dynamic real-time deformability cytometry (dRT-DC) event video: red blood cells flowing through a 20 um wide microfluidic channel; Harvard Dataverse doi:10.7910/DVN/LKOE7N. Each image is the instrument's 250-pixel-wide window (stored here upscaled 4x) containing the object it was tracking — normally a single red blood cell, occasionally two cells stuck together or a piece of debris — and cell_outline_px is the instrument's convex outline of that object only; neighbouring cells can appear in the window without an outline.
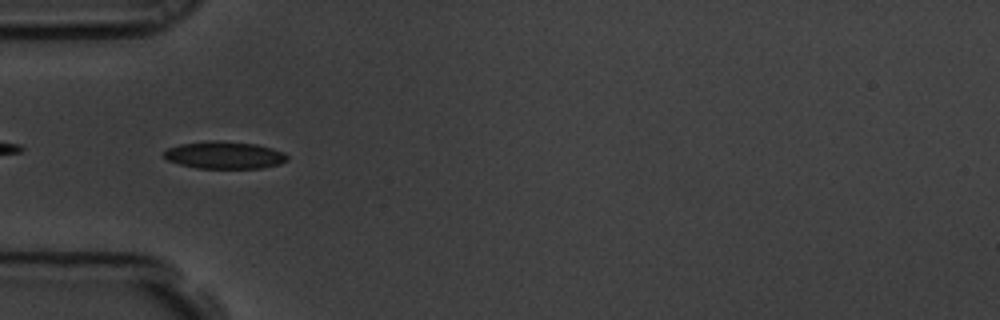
{"species": "common noctule bat (a hibernating species)", "species_latin": "Nyctalus noctula", "temperature_condition": "room temperature", "stored_images_in_passage": 42, "camera_frame_rate_fps": 3000, "um_per_image_px": 0.085, "animal": {"sex": "male", "body_mass_g": 19.5, "forearm_length_mm": 54.6}, "frame": {"image": 1, "passage_image": 3, "time_ms": 0.667, "image_size_px": [1000, 320], "cell_outline_px": [[288, 160], [280, 164], [260, 168], [196, 168], [180, 164], [168, 160], [164, 156], [164, 152], [168, 148], [180, 144], [208, 140], [220, 140], [256, 144], [272, 148], [284, 152], [288, 156]], "centroid_in_image_um": [19.1, 13.17], "position_along_channel_um": 65.9, "area_um2": 19.71}}
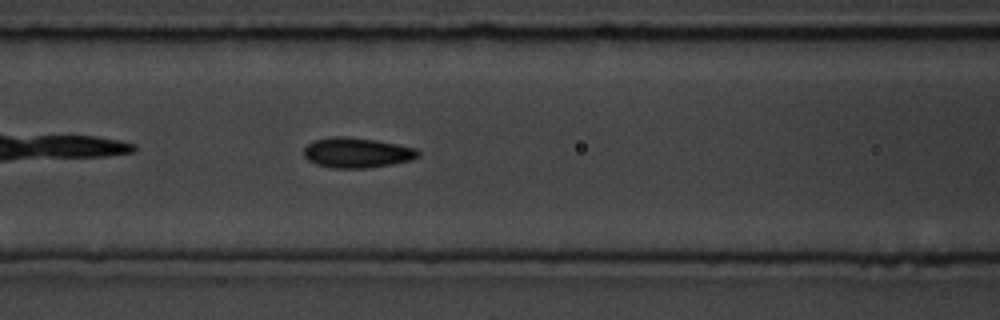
{"frame": {"image": 2, "passage_image": 9, "time_ms": 2.667, "image_size_px": [1000, 320], "cell_outline_px": [[420, 156], [412, 160], [392, 164], [364, 168], [332, 168], [316, 164], [308, 160], [304, 156], [304, 148], [312, 140], [332, 136], [344, 136], [376, 140], [416, 148], [420, 152]], "centroid_in_image_um": [30.33, 12.97], "position_along_channel_um": 136.3, "area_um2": 20.17}}
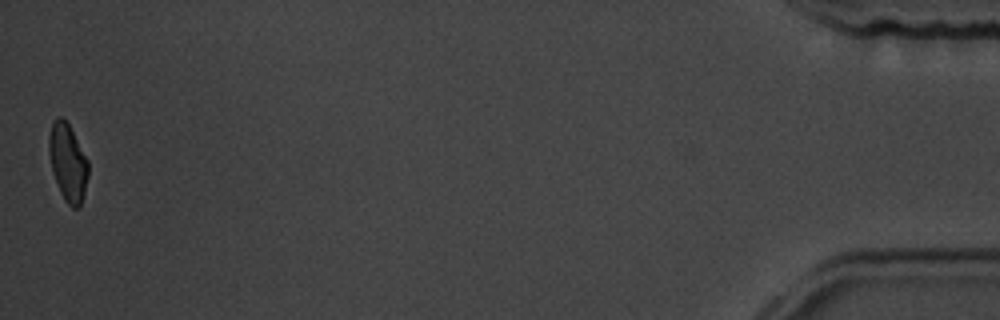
{"frame": {"image": 3, "passage_image": 42, "time_ms": 13.667, "image_size_px": [1000, 320], "cell_outline_px": [[88, 176], [80, 208], [72, 208], [64, 200], [60, 192], [52, 172], [48, 152], [48, 136], [52, 120], [56, 116], [60, 116], [68, 124], [88, 160]], "centroid_in_image_um": [5.74, 13.8], "position_along_channel_um": 429.5, "area_um2": 17.86}, "authors_computed_cell_mechanics": {"area_um2": 19.4208, "velocity_mm_per_s": 3.5371, "shape_relaxation_time_tau1_ms": 4.7719, "shape_relaxation_time_tau2_ms": 1.5055, "deformation_change_tau1": 0.1246, "deformation_change_tau2": 0.0593}}